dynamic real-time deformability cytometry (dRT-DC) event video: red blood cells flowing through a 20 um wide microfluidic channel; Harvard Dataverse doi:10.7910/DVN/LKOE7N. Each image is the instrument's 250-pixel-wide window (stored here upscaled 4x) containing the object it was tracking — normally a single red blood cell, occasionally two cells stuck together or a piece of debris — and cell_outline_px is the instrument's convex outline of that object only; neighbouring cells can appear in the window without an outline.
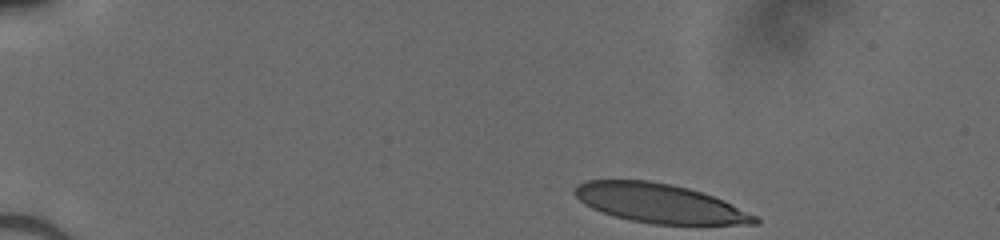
{"species": "human", "species_latin": "Homo sapiens", "temperature_condition": "cold", "stored_images_in_passage": 40, "camera_frame_rate_fps": 3000, "um_per_image_px": 0.085, "donor": {"sex": "male"}, "frame": {"image": 1, "passage_image": 1, "time_ms": 0.0, "image_size_px": [1000, 240], "cell_outline_px": [[760, 224], [652, 224], [628, 220], [592, 208], [584, 204], [572, 192], [580, 184], [588, 180], [648, 180], [672, 184], [688, 188], [724, 200], [756, 216], [760, 220]], "centroid_in_image_um": [56.07, 17.28], "position_along_channel_um": 28.9, "area_um2": 40.69}}
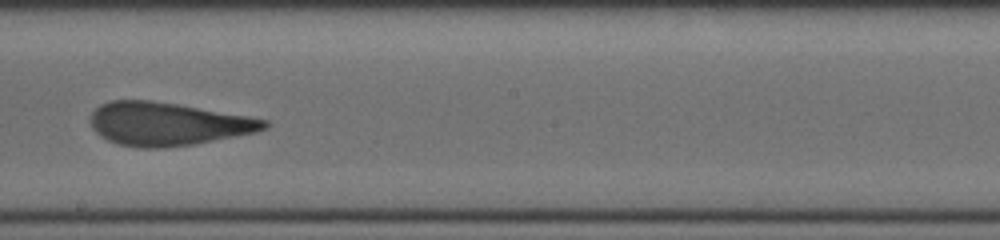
{"frame": {"image": 2, "passage_image": 23, "time_ms": 7.333, "image_size_px": [1000, 240], "cell_outline_px": [[272, 124], [268, 128], [256, 132], [192, 144], [164, 148], [136, 148], [116, 144], [100, 136], [92, 128], [88, 120], [92, 112], [100, 104], [108, 100], [152, 100], [248, 116], [268, 120]], "centroid_in_image_um": [14.2, 10.53], "position_along_channel_um": 234.0, "area_um2": 43.93}}
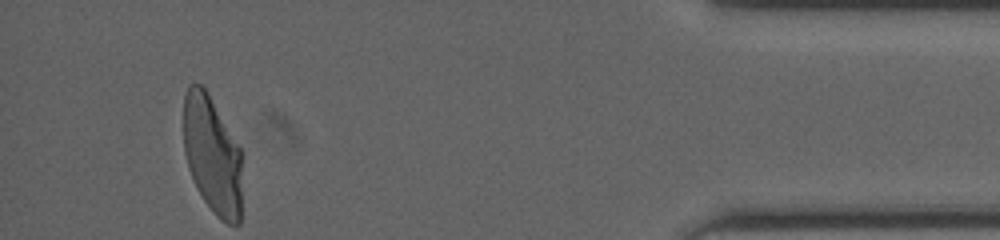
{"frame": {"image": 3, "passage_image": 40, "time_ms": 13.0, "image_size_px": [1000, 240], "cell_outline_px": [[244, 156], [240, 224], [228, 224], [220, 220], [216, 216], [204, 200], [188, 168], [184, 152], [184, 96], [188, 84], [200, 84], [208, 92], [240, 148]], "centroid_in_image_um": [18.09, 13.2], "position_along_channel_um": 417.1, "area_um2": 40.86}}